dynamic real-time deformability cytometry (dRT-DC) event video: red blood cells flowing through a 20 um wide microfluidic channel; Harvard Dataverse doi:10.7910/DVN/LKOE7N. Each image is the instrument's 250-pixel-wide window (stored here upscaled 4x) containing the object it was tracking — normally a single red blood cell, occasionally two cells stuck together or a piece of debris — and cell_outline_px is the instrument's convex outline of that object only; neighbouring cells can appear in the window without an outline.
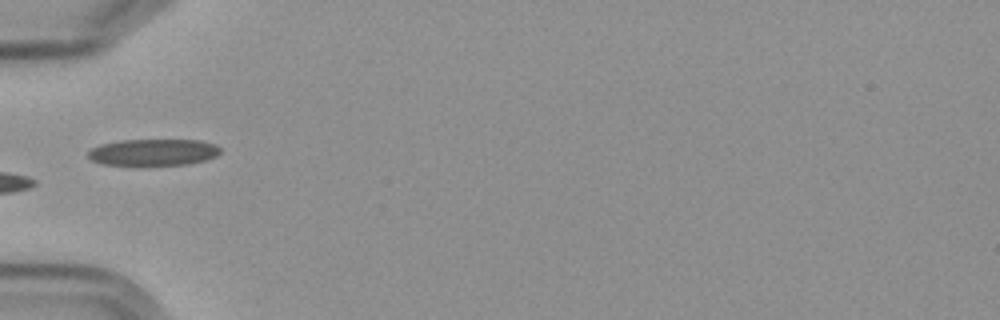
{"species": "Egyptian fruit bat (a non-hibernating species)", "species_latin": "Rousettus aegyptiacus", "temperature_condition": "cold", "stored_images_in_passage": 10, "camera_frame_rate_fps": 3000, "um_per_image_px": 0.085, "frame": {"image": 1, "passage_image": 6, "time_ms": 6.0, "image_size_px": [1000, 320], "cell_outline_px": [[220, 152], [216, 156], [204, 160], [188, 164], [104, 164], [92, 160], [88, 156], [88, 152], [92, 148], [100, 144], [120, 140], [200, 140], [216, 144], [220, 148]], "centroid_in_image_um": [13.05, 12.92], "position_along_channel_um": 71.9, "area_um2": 20.17}}
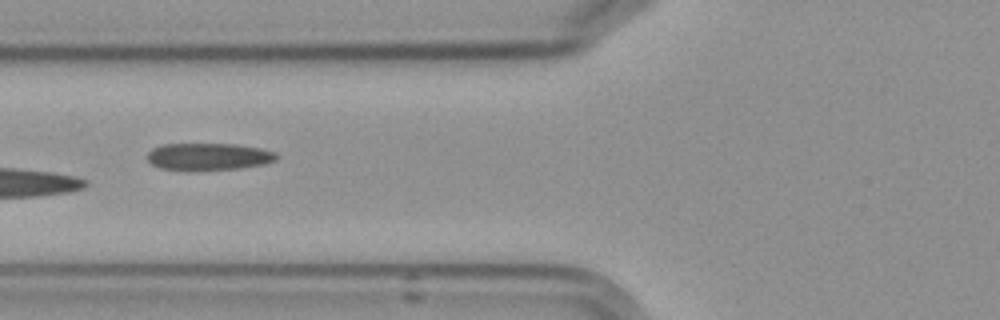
{"frame": {"image": 2, "passage_image": 7, "time_ms": 7.0, "image_size_px": [1000, 320], "cell_outline_px": [[280, 156], [276, 160], [264, 164], [240, 168], [196, 172], [184, 172], [160, 168], [152, 164], [148, 160], [148, 152], [152, 148], [164, 144], [236, 144], [260, 148], [276, 152]], "centroid_in_image_um": [17.72, 13.34], "position_along_channel_um": 108.1, "area_um2": 21.1}}